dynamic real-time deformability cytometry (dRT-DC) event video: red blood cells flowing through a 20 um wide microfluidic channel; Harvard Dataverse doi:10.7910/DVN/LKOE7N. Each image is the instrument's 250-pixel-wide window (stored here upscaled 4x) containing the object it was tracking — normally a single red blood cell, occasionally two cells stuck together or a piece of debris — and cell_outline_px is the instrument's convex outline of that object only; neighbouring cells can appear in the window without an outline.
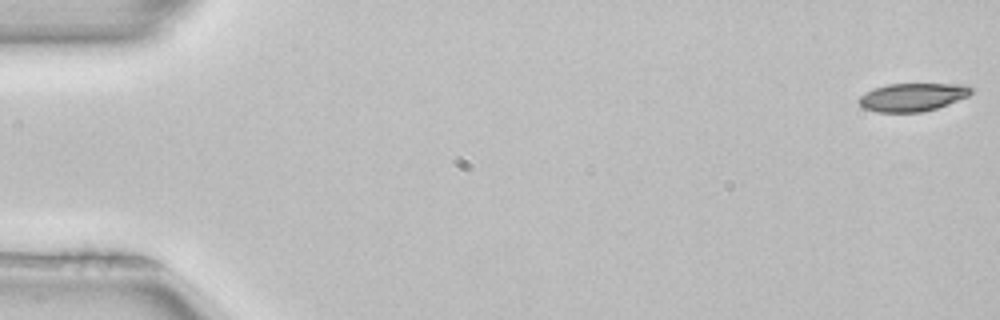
{"species": "common noctule bat (a hibernating species)", "species_latin": "Nyctalus noctula", "temperature_condition": "room temperature", "stored_images_in_passage": 52, "camera_frame_rate_fps": 3000, "um_per_image_px": 0.085, "animal": {"sex": "female", "body_mass_g": 22.7, "forearm_length_mm": 54.2}, "frame": {"image": 1, "passage_image": 1, "time_ms": 0.0, "image_size_px": [1000, 320], "cell_outline_px": [[972, 92], [968, 96], [948, 104], [924, 112], [876, 112], [864, 108], [856, 100], [860, 96], [876, 88], [888, 84], [960, 84], [972, 88]], "centroid_in_image_um": [77.55, 8.26], "position_along_channel_um": 7.4, "area_um2": 18.21}}
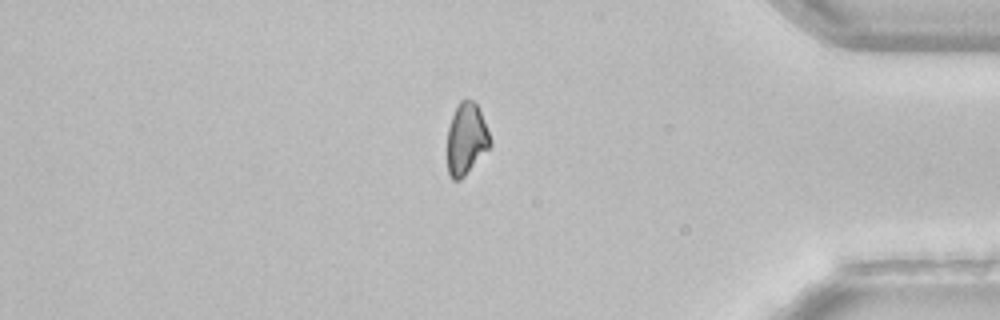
{"frame": {"image": 2, "passage_image": 44, "time_ms": 14.333, "image_size_px": [1000, 320], "cell_outline_px": [[492, 144], [464, 176], [460, 180], [452, 180], [448, 172], [448, 128], [452, 116], [460, 100], [472, 100], [476, 104], [480, 112], [492, 140]], "centroid_in_image_um": [39.63, 11.82], "position_along_channel_um": 395.6, "area_um2": 17.57}}
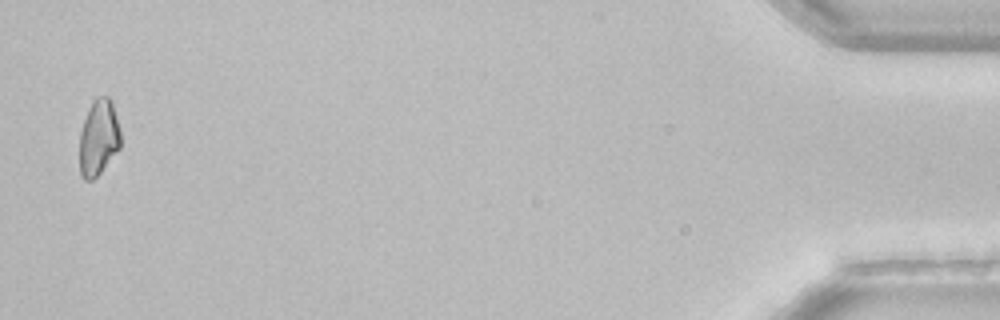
{"frame": {"image": 3, "passage_image": 51, "time_ms": 16.667, "image_size_px": [1000, 320], "cell_outline_px": [[120, 148], [100, 172], [92, 180], [84, 180], [80, 176], [80, 132], [88, 108], [92, 100], [96, 96], [108, 96], [112, 100], [120, 128]], "centroid_in_image_um": [8.38, 11.66], "position_along_channel_um": 426.8, "area_um2": 18.32}}